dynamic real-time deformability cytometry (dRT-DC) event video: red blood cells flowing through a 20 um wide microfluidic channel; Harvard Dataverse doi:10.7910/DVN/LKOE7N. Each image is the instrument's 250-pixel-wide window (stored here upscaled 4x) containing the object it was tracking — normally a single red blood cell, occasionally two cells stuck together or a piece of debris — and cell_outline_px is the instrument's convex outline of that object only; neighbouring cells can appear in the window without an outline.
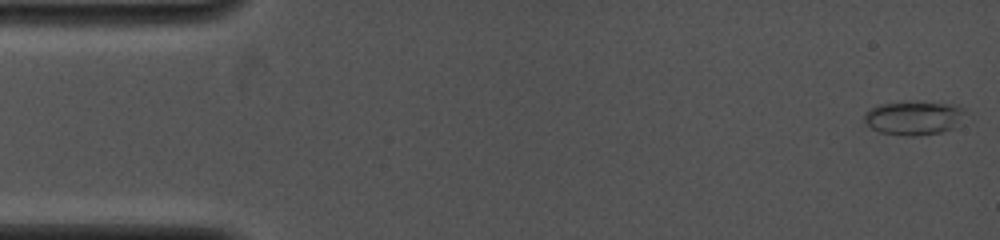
{"species": "common noctule bat (a hibernating species)", "species_latin": "Nyctalus noctula", "temperature_condition": "cold", "stored_images_in_passage": 7, "camera_frame_rate_fps": 4000, "um_per_image_px": 0.085, "animal": {"sex": "female", "body_mass_g": 19.0, "forearm_length_mm": 53.3}, "frame": {"image": 1, "passage_image": 1, "time_ms": 0.0, "image_size_px": [1000, 240], "cell_outline_px": [[964, 112], [952, 128], [940, 132], [916, 136], [904, 136], [880, 132], [872, 128], [864, 120], [864, 112], [880, 104], [952, 104], [964, 108]], "centroid_in_image_um": [77.61, 10.07], "position_along_channel_um": 7.4, "area_um2": 18.84}}